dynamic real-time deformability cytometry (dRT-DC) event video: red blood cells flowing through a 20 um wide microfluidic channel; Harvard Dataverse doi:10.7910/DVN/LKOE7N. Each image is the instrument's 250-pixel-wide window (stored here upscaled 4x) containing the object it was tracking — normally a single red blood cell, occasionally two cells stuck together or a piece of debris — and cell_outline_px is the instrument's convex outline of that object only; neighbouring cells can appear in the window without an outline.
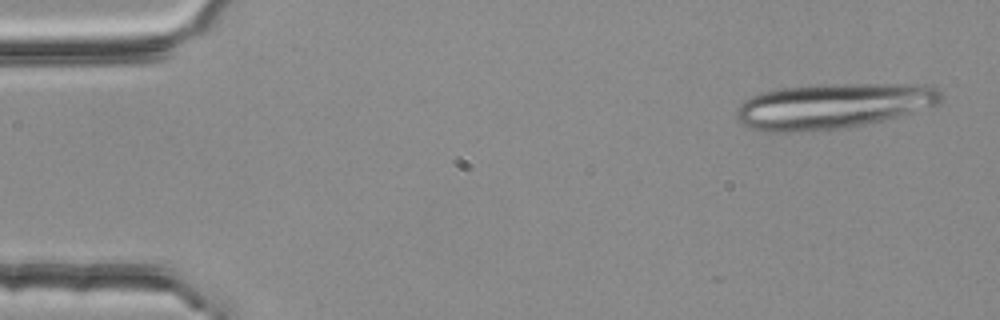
{"species": "common noctule bat (a hibernating species)", "species_latin": "Nyctalus noctula", "temperature_condition": "room temperature", "stored_images_in_passage": 5, "camera_frame_rate_fps": 3000, "um_per_image_px": 0.085, "animal": {"sex": "female", "body_mass_g": 25.1}, "frame": {"image": 1, "passage_image": 1, "time_ms": 0.0, "image_size_px": [1000, 320], "cell_outline_px": [[944, 96], [940, 104], [884, 120], [836, 128], [788, 132], [768, 132], [748, 128], [736, 116], [736, 108], [744, 100], [752, 96], [764, 92], [780, 88], [832, 84], [924, 84], [936, 88]], "centroid_in_image_um": [70.81, 8.99], "position_along_channel_um": 14.2, "area_um2": 53.58}}